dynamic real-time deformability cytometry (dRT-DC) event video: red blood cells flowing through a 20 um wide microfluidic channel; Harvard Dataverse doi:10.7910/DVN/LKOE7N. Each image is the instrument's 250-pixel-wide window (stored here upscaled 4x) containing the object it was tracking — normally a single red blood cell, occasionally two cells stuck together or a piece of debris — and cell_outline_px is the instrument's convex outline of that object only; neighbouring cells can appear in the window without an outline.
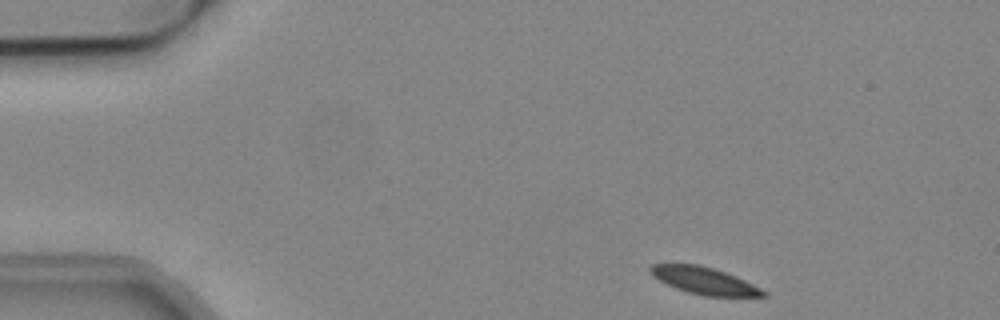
{"species": "common noctule bat (a hibernating species)", "species_latin": "Nyctalus noctula", "temperature_condition": "cold", "stored_images_in_passage": 45, "camera_frame_rate_fps": 3000, "um_per_image_px": 0.085, "animal": {"sex": "male", "body_mass_g": 19.2, "forearm_length_mm": 51.8}, "frame": {"image": 1, "passage_image": 1, "time_ms": 0.0, "image_size_px": [1000, 320], "cell_outline_px": [[768, 296], [704, 296], [688, 292], [676, 288], [652, 276], [648, 272], [648, 268], [652, 264], [700, 264], [736, 276], [768, 292]], "centroid_in_image_um": [59.84, 23.85], "position_along_channel_um": 25.2, "area_um2": 17.69}}
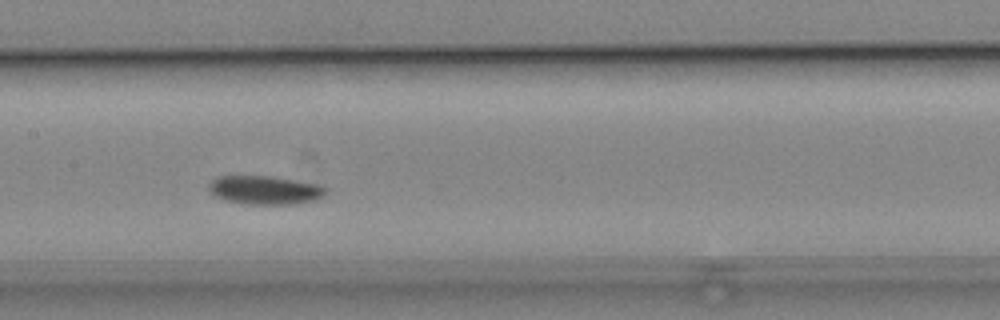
{"frame": {"image": 2, "passage_image": 20, "time_ms": 6.333, "image_size_px": [1000, 320], "cell_outline_px": [[328, 188], [324, 196], [316, 200], [296, 204], [248, 204], [224, 200], [208, 192], [208, 184], [216, 176], [272, 176], [316, 184]], "centroid_in_image_um": [22.5, 16.16], "position_along_channel_um": 184.9, "area_um2": 19.65}}
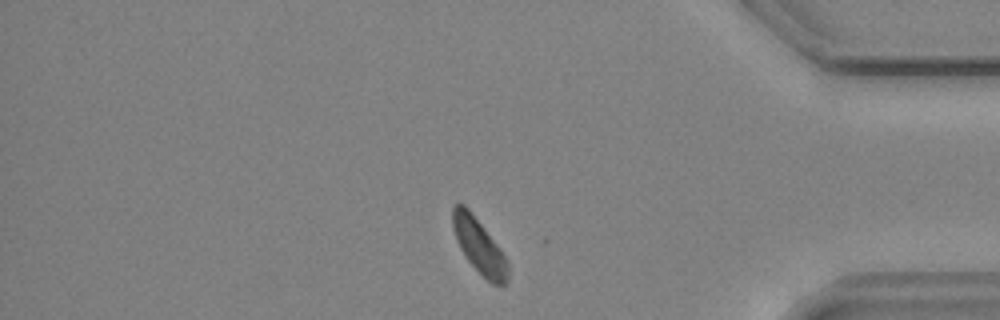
{"frame": {"image": 3, "passage_image": 39, "time_ms": 12.667, "image_size_px": [1000, 320], "cell_outline_px": [[508, 280], [504, 284], [492, 284], [464, 256], [456, 240], [452, 228], [452, 204], [464, 204], [468, 208], [500, 248], [508, 264]], "centroid_in_image_um": [40.69, 20.88], "position_along_channel_um": 394.5, "area_um2": 17.34}, "authors_computed_cell_mechanics": {"area_um2": 18.9584, "velocity_mm_per_s": 3.7567, "shape_relaxation_time_tau1_ms": 3.3719, "shape_relaxation_time_tau2_ms": null, "deformation_change_tau1": 0.0731, "deformation_change_tau2": null}}